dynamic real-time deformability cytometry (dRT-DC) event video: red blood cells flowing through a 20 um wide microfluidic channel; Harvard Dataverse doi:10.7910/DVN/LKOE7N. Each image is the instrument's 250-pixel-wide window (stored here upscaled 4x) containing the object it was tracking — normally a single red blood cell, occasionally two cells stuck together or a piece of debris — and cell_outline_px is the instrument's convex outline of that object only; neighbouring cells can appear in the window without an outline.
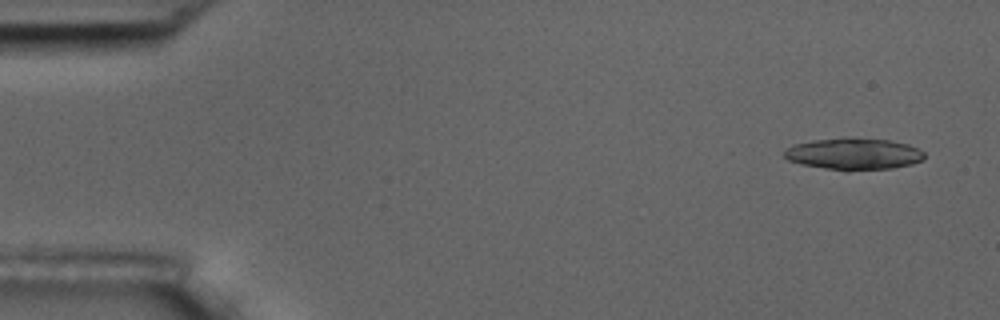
{"species": "common noctule bat (a hibernating species)", "species_latin": "Nyctalus noctula", "temperature_condition": "room temperature", "stored_images_in_passage": 5, "camera_frame_rate_fps": 3000, "um_per_image_px": 0.085, "animal": {"sex": "male", "body_mass_g": 17.5, "forearm_length_mm": 52.3}, "frame": {"image": 1, "passage_image": 1, "time_ms": 0.0, "image_size_px": [1000, 320], "cell_outline_px": [[924, 160], [912, 164], [892, 168], [848, 172], [844, 172], [800, 164], [788, 160], [784, 156], [784, 152], [792, 144], [812, 140], [844, 136], [888, 140], [908, 144], [924, 152]], "centroid_in_image_um": [72.54, 13.09], "position_along_channel_um": 12.5, "area_um2": 26.59}}
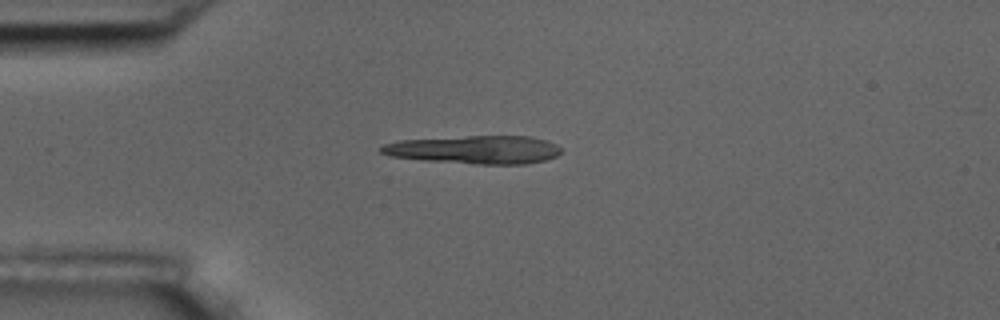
{"frame": {"image": 2, "passage_image": 4, "time_ms": 3.667, "image_size_px": [1000, 320], "cell_outline_px": [[560, 152], [556, 156], [544, 160], [524, 164], [480, 164], [424, 160], [388, 156], [380, 152], [376, 148], [384, 144], [400, 140], [468, 136], [528, 136], [544, 140], [556, 144], [560, 148]], "centroid_in_image_um": [40.3, 12.72], "position_along_channel_um": 44.7, "area_um2": 29.48}}